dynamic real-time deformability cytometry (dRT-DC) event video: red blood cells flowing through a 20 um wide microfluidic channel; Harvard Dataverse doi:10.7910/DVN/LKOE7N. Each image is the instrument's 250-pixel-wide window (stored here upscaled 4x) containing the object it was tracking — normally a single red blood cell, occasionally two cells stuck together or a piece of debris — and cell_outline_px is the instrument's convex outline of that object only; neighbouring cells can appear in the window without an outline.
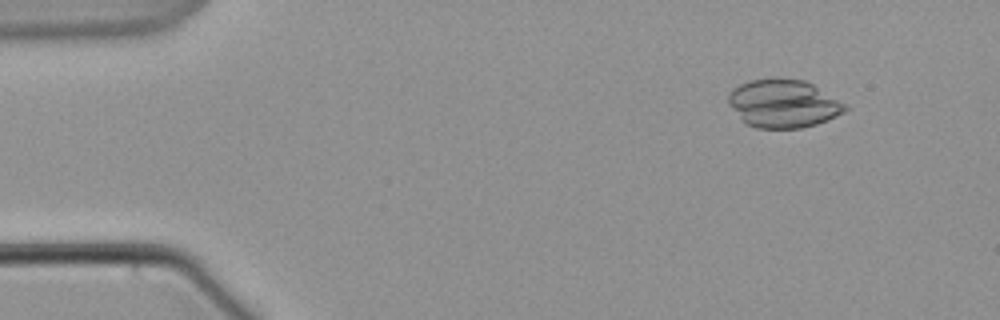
{"species": "common noctule bat (a hibernating species)", "species_latin": "Nyctalus noctula", "temperature_condition": "warm", "stored_images_in_passage": 53, "camera_frame_rate_fps": 3000, "um_per_image_px": 0.085, "animal": {"sex": "male", "body_mass_g": 21.5, "forearm_length_mm": 52.0}, "frame": {"image": 1, "passage_image": 1, "time_ms": 0.0, "image_size_px": [1000, 320], "cell_outline_px": [[852, 108], [828, 120], [816, 124], [800, 128], [756, 128], [748, 124], [728, 104], [728, 92], [732, 88], [748, 80], [804, 80], [812, 84]], "centroid_in_image_um": [66.59, 8.82], "position_along_channel_um": 18.4, "area_um2": 32.19}}